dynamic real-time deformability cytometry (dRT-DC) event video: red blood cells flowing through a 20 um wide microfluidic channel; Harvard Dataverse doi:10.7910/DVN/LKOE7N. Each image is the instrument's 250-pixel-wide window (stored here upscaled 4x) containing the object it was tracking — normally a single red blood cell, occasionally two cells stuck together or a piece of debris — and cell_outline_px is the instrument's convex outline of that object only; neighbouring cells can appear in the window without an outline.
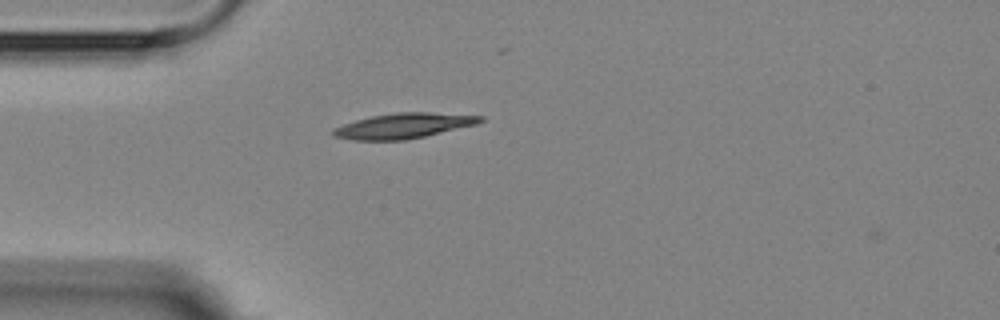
{"species": "Egyptian fruit bat (a non-hibernating species)", "species_latin": "Rousettus aegyptiacus", "temperature_condition": "room temperature", "stored_images_in_passage": 2, "camera_frame_rate_fps": 3000, "um_per_image_px": 0.085, "animal": {"sex": "female"}, "frame": {"image": 1, "passage_image": 2, "time_ms": 1.0, "image_size_px": [1000, 320], "cell_outline_px": [[484, 120], [476, 124], [424, 136], [404, 140], [352, 140], [332, 136], [332, 128], [356, 120], [372, 116], [396, 112], [428, 112], [484, 116]], "centroid_in_image_um": [34.27, 10.69], "position_along_channel_um": 50.7, "area_um2": 21.44}}